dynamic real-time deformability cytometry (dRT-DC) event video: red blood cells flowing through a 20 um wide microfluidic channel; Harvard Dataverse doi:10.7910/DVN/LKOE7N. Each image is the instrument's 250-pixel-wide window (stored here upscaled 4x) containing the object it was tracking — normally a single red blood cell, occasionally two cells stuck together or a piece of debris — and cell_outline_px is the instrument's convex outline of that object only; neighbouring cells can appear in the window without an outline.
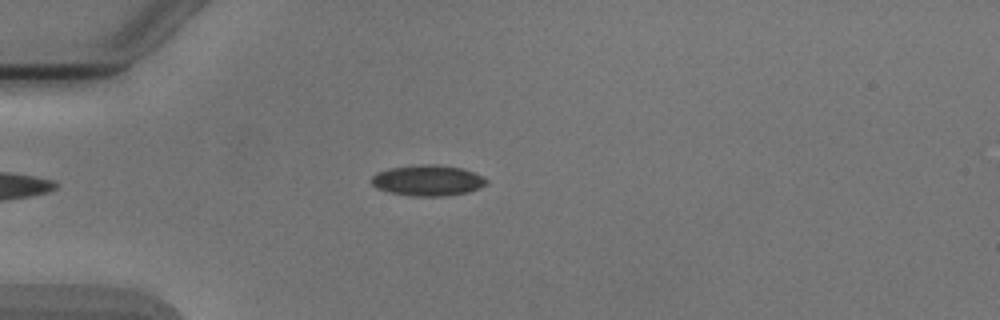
{"species": "Egyptian fruit bat (a non-hibernating species)", "species_latin": "Rousettus aegyptiacus", "temperature_condition": "cold", "stored_images_in_passage": 3, "camera_frame_rate_fps": 3000, "um_per_image_px": 0.085, "animal": {"sex": "male"}, "frame": {"image": 1, "passage_image": 3, "time_ms": 3.333, "image_size_px": [1000, 320], "cell_outline_px": [[488, 184], [480, 188], [468, 192], [444, 196], [412, 196], [388, 192], [376, 188], [368, 180], [376, 172], [388, 168], [416, 164], [440, 164], [464, 168], [484, 176], [488, 180]], "centroid_in_image_um": [36.36, 15.32], "position_along_channel_um": 48.6, "area_um2": 21.21}}